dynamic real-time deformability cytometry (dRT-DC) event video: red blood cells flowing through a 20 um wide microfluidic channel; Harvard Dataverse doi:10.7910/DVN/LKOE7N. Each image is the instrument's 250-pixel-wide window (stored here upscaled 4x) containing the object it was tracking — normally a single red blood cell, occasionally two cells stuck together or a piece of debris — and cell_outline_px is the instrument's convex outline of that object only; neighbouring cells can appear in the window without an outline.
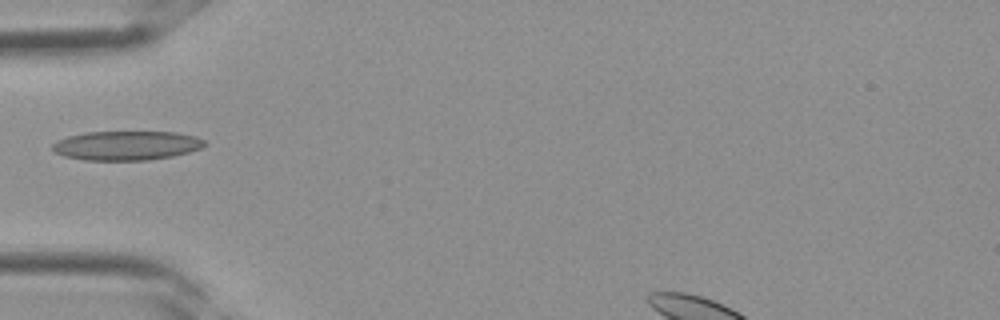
{"species": "Egyptian fruit bat (a non-hibernating species)", "species_latin": "Rousettus aegyptiacus", "temperature_condition": "room temperature", "stored_images_in_passage": 2, "camera_frame_rate_fps": 3000, "um_per_image_px": 0.085, "frame": {"image": 1, "passage_image": 2, "time_ms": 0.333, "image_size_px": [1000, 320], "cell_outline_px": [[208, 144], [200, 148], [188, 152], [172, 156], [148, 160], [84, 160], [64, 156], [52, 152], [52, 144], [56, 140], [68, 136], [84, 132], [176, 132], [196, 136], [204, 140]], "centroid_in_image_um": [10.72, 12.37], "position_along_channel_um": 74.3, "area_um2": 26.07}}